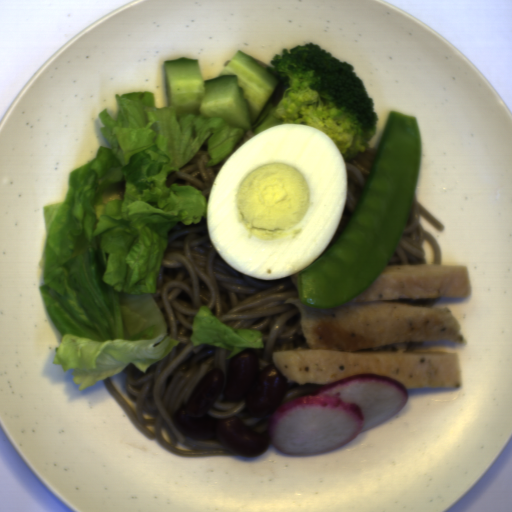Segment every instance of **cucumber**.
I'll return each instance as SVG.
<instances>
[{"label": "cucumber", "mask_w": 512, "mask_h": 512, "mask_svg": "<svg viewBox=\"0 0 512 512\" xmlns=\"http://www.w3.org/2000/svg\"><path fill=\"white\" fill-rule=\"evenodd\" d=\"M164 76L168 105L176 115L198 113L244 131L253 130L280 80L238 49L210 80H204L198 59L184 56L165 60Z\"/></svg>", "instance_id": "1"}]
</instances>
